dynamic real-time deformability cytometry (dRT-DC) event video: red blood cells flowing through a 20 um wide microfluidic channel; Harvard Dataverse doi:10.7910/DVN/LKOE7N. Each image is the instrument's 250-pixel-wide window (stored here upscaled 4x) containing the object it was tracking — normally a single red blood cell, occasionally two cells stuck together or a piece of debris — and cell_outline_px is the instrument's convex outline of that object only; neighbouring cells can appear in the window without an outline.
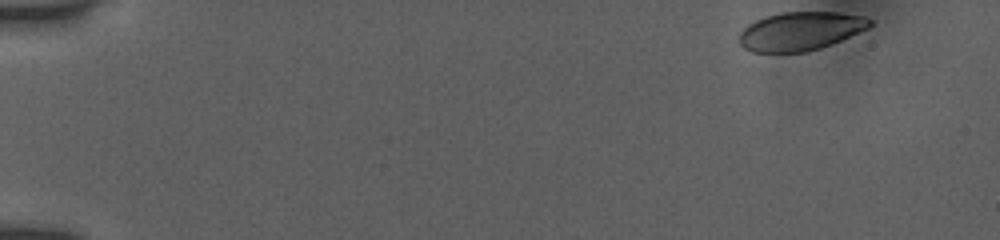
{"species": "human", "species_latin": "Homo sapiens", "temperature_condition": "room temperature", "stored_images_in_passage": 22, "camera_frame_rate_fps": 3000, "um_per_image_px": 0.085, "donor": {"sex": "female"}, "frame": {"image": 1, "passage_image": 1, "time_ms": 0.0, "image_size_px": [1000, 240], "cell_outline_px": [[872, 24], [868, 28], [832, 44], [820, 48], [804, 52], [752, 52], [744, 48], [736, 40], [740, 32], [748, 24], [756, 20], [768, 16], [784, 12], [836, 12], [864, 16], [872, 20]], "centroid_in_image_um": [68.01, 2.65], "position_along_channel_um": 17.0, "area_um2": 29.36}}
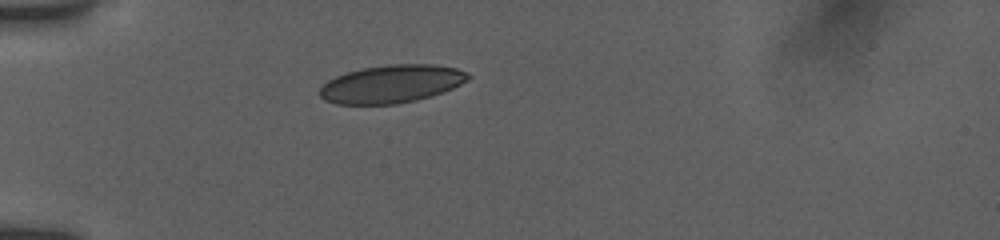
{"frame": {"image": 2, "passage_image": 16, "time_ms": 4.0, "image_size_px": [1000, 240], "cell_outline_px": [[472, 76], [468, 80], [452, 88], [432, 96], [416, 100], [396, 104], [336, 104], [324, 100], [320, 96], [320, 88], [328, 80], [336, 76], [348, 72], [364, 68], [392, 64], [436, 64], [456, 68], [468, 72]], "centroid_in_image_um": [33.3, 7.13], "position_along_channel_um": 51.7, "area_um2": 32.77}}